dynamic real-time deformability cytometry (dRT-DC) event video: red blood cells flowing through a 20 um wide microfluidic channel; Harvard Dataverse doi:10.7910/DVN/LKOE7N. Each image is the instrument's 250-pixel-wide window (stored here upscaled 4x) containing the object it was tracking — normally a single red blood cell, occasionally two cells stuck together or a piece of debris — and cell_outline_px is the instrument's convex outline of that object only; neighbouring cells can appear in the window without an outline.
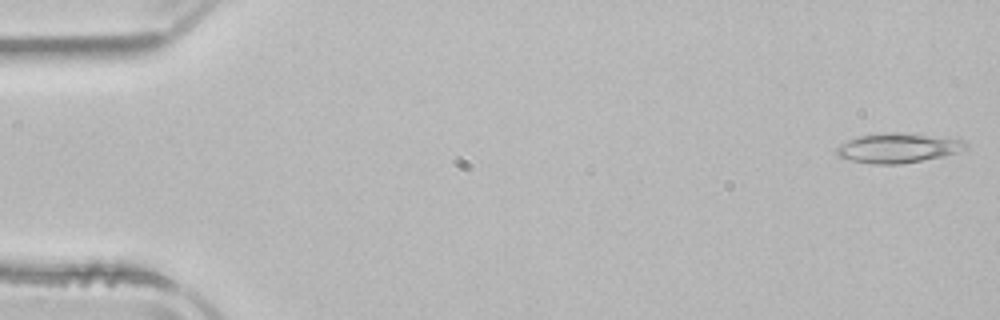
{"species": "common noctule bat (a hibernating species)", "species_latin": "Nyctalus noctula", "temperature_condition": "room temperature", "stored_images_in_passage": 51, "camera_frame_rate_fps": 3000, "um_per_image_px": 0.085, "animal": {"sex": "male", "body_mass_g": 21.5, "forearm_length_mm": 52.0}, "frame": {"image": 1, "passage_image": 1, "time_ms": 0.0, "image_size_px": [1000, 320], "cell_outline_px": [[968, 148], [956, 152], [940, 156], [900, 164], [872, 164], [852, 160], [836, 156], [836, 148], [840, 144], [848, 140], [860, 136], [896, 132], [964, 140], [968, 144]], "centroid_in_image_um": [76.29, 12.59], "position_along_channel_um": 8.7, "area_um2": 21.73}}
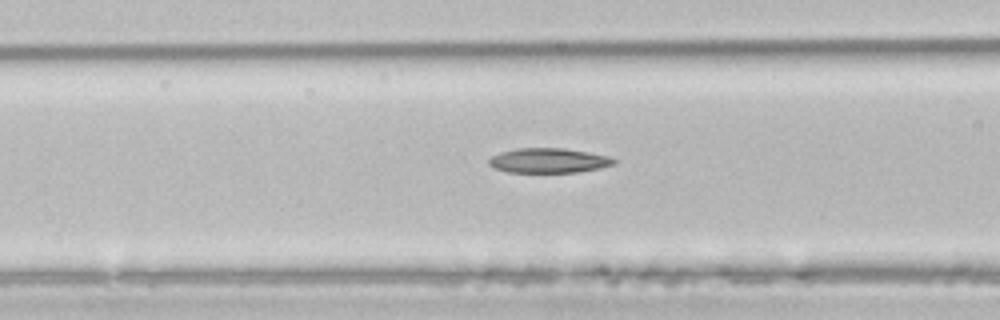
{"frame": {"image": 2, "passage_image": 20, "time_ms": 6.333, "image_size_px": [1000, 320], "cell_outline_px": [[616, 164], [600, 168], [576, 172], [508, 172], [496, 168], [488, 164], [488, 160], [492, 156], [500, 152], [516, 148], [564, 148], [588, 152], [608, 156], [616, 160]], "centroid_in_image_um": [46.63, 13.64], "position_along_channel_um": 120.0, "area_um2": 17.98}}
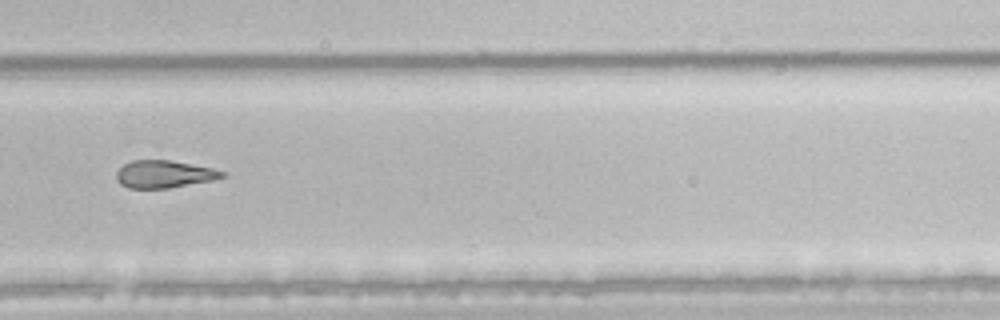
{"frame": {"image": 3, "passage_image": 35, "time_ms": 11.333, "image_size_px": [1000, 320], "cell_outline_px": [[224, 176], [212, 180], [168, 188], [128, 188], [120, 184], [116, 180], [116, 172], [124, 164], [132, 160], [168, 160], [212, 168], [224, 172]], "centroid_in_image_um": [13.89, 14.8], "position_along_channel_um": 315.9, "area_um2": 16.7}, "authors_computed_cell_mechanics": {"area_um2": 18.785, "velocity_mm_per_s": 3.926, "shape_relaxation_time_tau1_ms": 10.041, "shape_relaxation_time_tau2_ms": 11.0784, "deformation_change_tau1": 0.199, "deformation_change_tau2": 0.235}}